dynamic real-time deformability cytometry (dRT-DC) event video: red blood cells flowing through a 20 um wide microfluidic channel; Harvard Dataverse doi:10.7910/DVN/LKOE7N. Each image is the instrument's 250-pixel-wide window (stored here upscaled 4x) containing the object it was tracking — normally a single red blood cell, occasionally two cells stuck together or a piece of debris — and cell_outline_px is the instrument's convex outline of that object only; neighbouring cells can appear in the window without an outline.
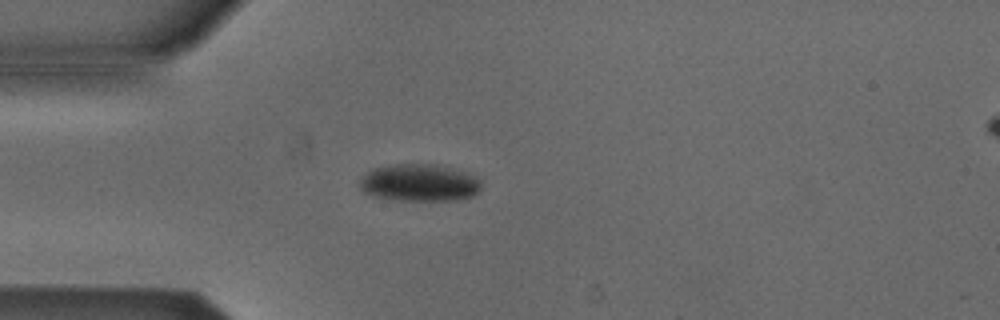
{"species": "Egyptian fruit bat (a non-hibernating species)", "species_latin": "Rousettus aegyptiacus", "temperature_condition": "cold", "stored_images_in_passage": 48, "camera_frame_rate_fps": 3000, "um_per_image_px": 0.085, "animal": {"sex": "male"}, "frame": {"image": 1, "passage_image": 9, "time_ms": 2.667, "image_size_px": [1000, 320], "cell_outline_px": [[480, 188], [472, 196], [460, 200], [400, 200], [372, 196], [364, 192], [360, 188], [360, 176], [372, 168], [388, 164], [436, 164], [468, 172], [480, 180]], "centroid_in_image_um": [35.61, 15.52], "position_along_channel_um": 49.4, "area_um2": 26.65}}
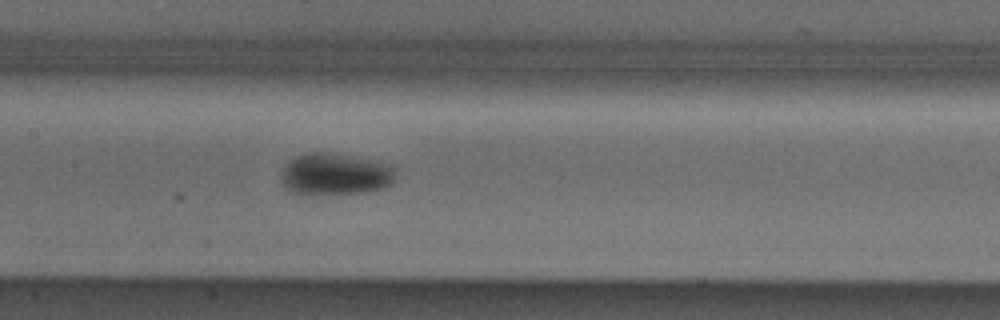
{"frame": {"image": 2, "passage_image": 20, "time_ms": 6.333, "image_size_px": [1000, 320], "cell_outline_px": [[396, 176], [392, 184], [384, 188], [360, 192], [316, 196], [300, 196], [288, 188], [280, 180], [280, 172], [296, 156], [308, 152], [332, 152], [396, 164]], "centroid_in_image_um": [28.53, 14.81], "position_along_channel_um": 178.9, "area_um2": 28.78}}
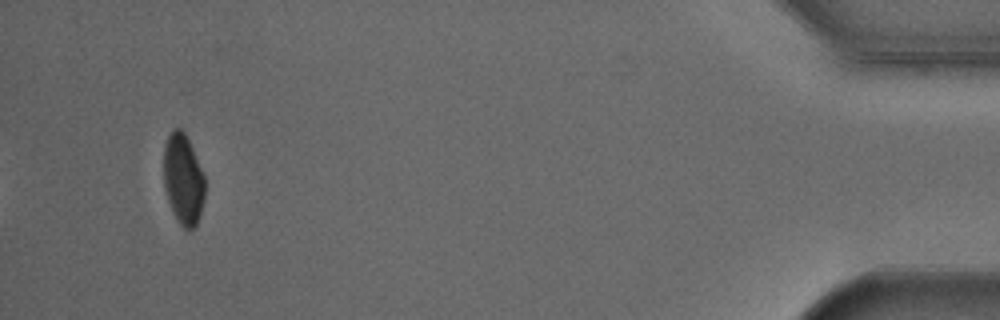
{"frame": {"image": 3, "passage_image": 45, "time_ms": 14.667, "image_size_px": [1000, 320], "cell_outline_px": [[204, 196], [200, 216], [196, 224], [188, 232], [176, 220], [172, 212], [164, 188], [164, 148], [168, 136], [172, 128], [180, 128], [184, 132], [192, 148], [204, 176]], "centroid_in_image_um": [15.56, 15.27], "position_along_channel_um": 419.6, "area_um2": 21.68}}